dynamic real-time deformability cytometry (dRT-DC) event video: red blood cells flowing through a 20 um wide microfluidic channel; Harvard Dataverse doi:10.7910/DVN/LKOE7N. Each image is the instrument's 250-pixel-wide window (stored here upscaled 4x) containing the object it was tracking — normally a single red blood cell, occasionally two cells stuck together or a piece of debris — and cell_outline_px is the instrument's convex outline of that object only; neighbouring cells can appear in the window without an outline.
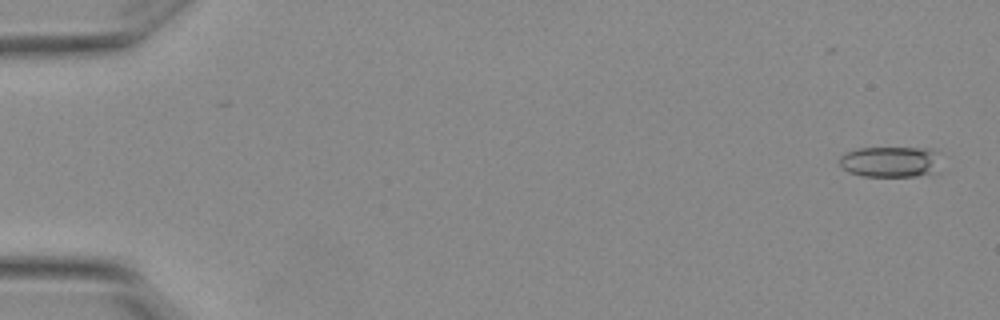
{"species": "Egyptian fruit bat (a non-hibernating species)", "species_latin": "Rousettus aegyptiacus", "temperature_condition": "warm", "stored_images_in_passage": 5, "camera_frame_rate_fps": 3000, "um_per_image_px": 0.085, "animal": {"sex": "female"}, "frame": {"image": 1, "passage_image": 1, "time_ms": 0.0, "image_size_px": [1000, 320], "cell_outline_px": [[940, 172], [916, 176], [864, 176], [848, 172], [840, 164], [840, 156], [856, 148], [936, 148]], "centroid_in_image_um": [75.74, 13.75], "position_along_channel_um": 9.3, "area_um2": 18.38}}
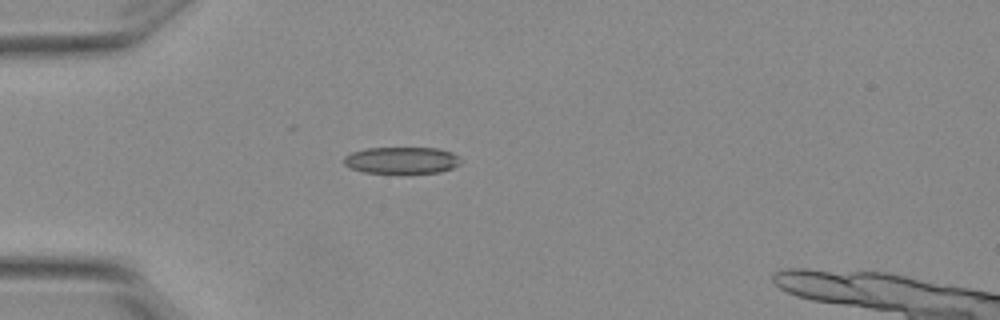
{"frame": {"image": 2, "passage_image": 5, "time_ms": 1.333, "image_size_px": [1000, 320], "cell_outline_px": [[460, 164], [452, 168], [440, 172], [364, 172], [348, 168], [344, 164], [344, 156], [352, 152], [368, 148], [436, 148], [452, 152], [460, 156]], "centroid_in_image_um": [34.14, 13.61], "position_along_channel_um": 50.9, "area_um2": 18.03}}